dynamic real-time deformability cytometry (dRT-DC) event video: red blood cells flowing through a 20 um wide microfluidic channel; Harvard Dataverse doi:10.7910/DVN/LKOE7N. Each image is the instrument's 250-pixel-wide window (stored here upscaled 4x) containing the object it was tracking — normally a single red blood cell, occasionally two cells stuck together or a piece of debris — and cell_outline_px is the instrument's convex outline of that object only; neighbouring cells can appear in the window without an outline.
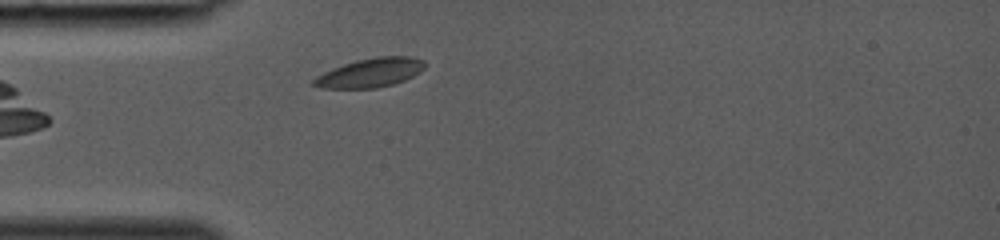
{"species": "common noctule bat (a hibernating species)", "species_latin": "Nyctalus noctula", "temperature_condition": "room temperature", "stored_images_in_passage": 25, "camera_frame_rate_fps": 3000, "um_per_image_px": 0.085, "animal": {"sex": "female", "body_mass_g": 19.0, "forearm_length_mm": 53.3}, "frame": {"image": 1, "passage_image": 1, "time_ms": 0.0, "image_size_px": [1000, 240], "cell_outline_px": [[424, 68], [420, 72], [404, 80], [392, 84], [376, 88], [320, 88], [312, 84], [312, 80], [316, 76], [332, 68], [356, 60], [376, 56], [408, 56], [424, 60]], "centroid_in_image_um": [31.45, 6.18], "position_along_channel_um": 53.5, "area_um2": 18.73}}
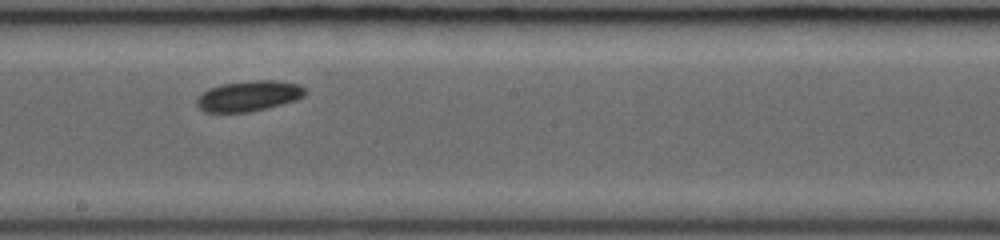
{"frame": {"image": 2, "passage_image": 12, "time_ms": 3.667, "image_size_px": [1000, 240], "cell_outline_px": [[308, 92], [304, 96], [296, 100], [248, 112], [204, 112], [196, 104], [196, 100], [208, 88], [220, 84], [256, 80], [276, 80], [300, 84]], "centroid_in_image_um": [21.16, 8.14], "position_along_channel_um": 227.0, "area_um2": 19.19}}
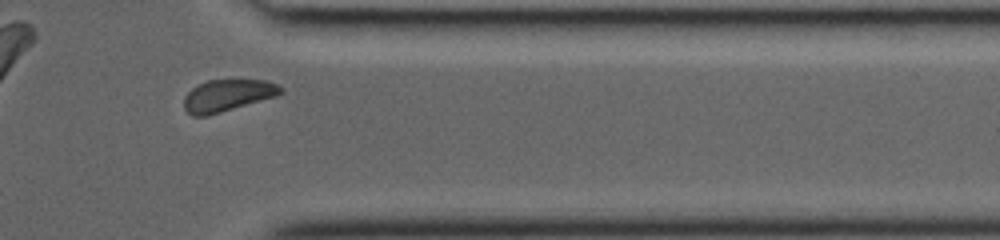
{"frame": {"image": 3, "passage_image": 22, "time_ms": 7.0, "image_size_px": [1000, 240], "cell_outline_px": [[284, 92], [276, 96], [208, 116], [192, 116], [184, 108], [184, 96], [192, 88], [208, 80], [264, 80], [276, 84], [284, 88]], "centroid_in_image_um": [19.34, 8.12], "position_along_channel_um": 392.1, "area_um2": 17.92}}